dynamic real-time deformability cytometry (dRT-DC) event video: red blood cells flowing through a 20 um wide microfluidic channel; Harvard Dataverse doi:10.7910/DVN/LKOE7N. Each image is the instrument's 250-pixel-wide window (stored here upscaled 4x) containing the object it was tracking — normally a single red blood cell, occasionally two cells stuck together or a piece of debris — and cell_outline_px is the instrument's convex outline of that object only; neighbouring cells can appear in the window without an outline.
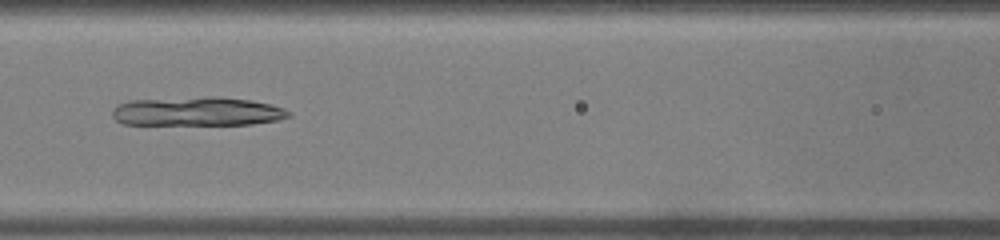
{"species": "common noctule bat (a hibernating species)", "species_latin": "Nyctalus noctula", "temperature_condition": "warm", "stored_images_in_passage": 47, "camera_frame_rate_fps": 3000, "um_per_image_px": 0.085, "animal": {"sex": "male", "body_mass_g": 19.0, "forearm_length_mm": 50.8}, "frame": {"image": 1, "passage_image": 21, "time_ms": 6.667, "image_size_px": [1000, 240], "cell_outline_px": [[292, 116], [276, 120], [252, 124], [124, 124], [116, 120], [112, 116], [112, 112], [120, 104], [128, 100], [212, 96], [216, 96], [252, 100], [284, 108], [292, 112]], "centroid_in_image_um": [16.8, 9.46], "position_along_channel_um": 149.8, "area_um2": 29.65}}
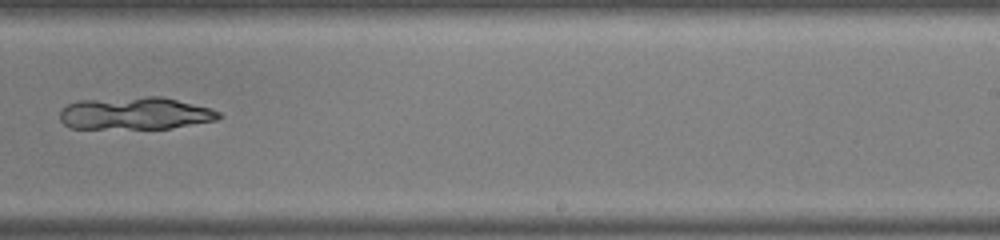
{"frame": {"image": 2, "passage_image": 30, "time_ms": 9.667, "image_size_px": [1000, 240], "cell_outline_px": [[224, 116], [216, 120], [172, 128], [68, 128], [60, 120], [60, 112], [68, 104], [80, 100], [148, 96], [160, 96], [208, 108], [220, 112]], "centroid_in_image_um": [11.48, 9.64], "position_along_channel_um": 277.5, "area_um2": 29.82}}
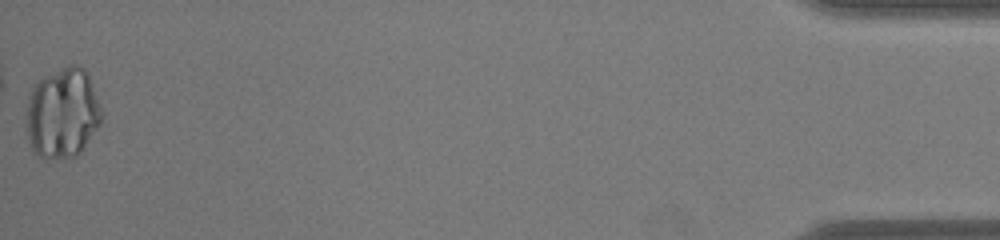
{"frame": {"image": 3, "passage_image": 47, "time_ms": 15.333, "image_size_px": [1000, 240], "cell_outline_px": [[104, 116], [100, 124], [80, 152], [76, 156], [44, 160], [32, 152], [28, 140], [28, 96], [32, 84], [44, 76], [68, 64], [76, 64], [84, 68], [88, 72]], "centroid_in_image_um": [5.32, 9.6], "position_along_channel_um": 429.9, "area_um2": 40.06}}